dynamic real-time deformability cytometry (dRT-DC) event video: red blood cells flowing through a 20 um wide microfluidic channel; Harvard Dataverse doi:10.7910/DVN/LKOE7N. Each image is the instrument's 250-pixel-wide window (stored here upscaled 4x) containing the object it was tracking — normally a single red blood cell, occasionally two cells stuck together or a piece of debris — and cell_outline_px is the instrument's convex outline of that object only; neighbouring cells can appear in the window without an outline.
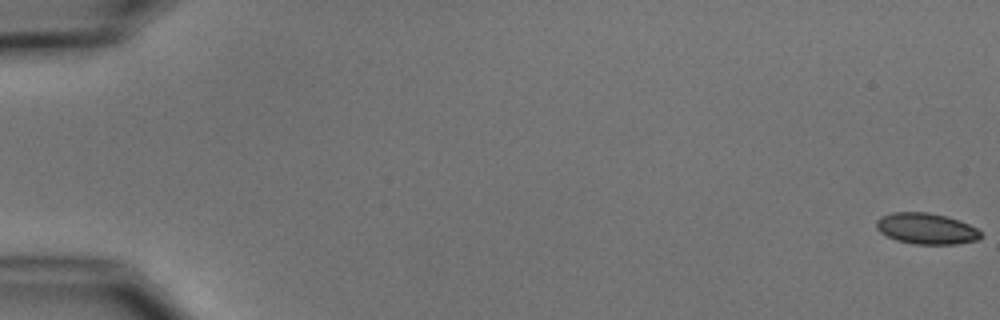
{"species": "common noctule bat (a hibernating species)", "species_latin": "Nyctalus noctula", "temperature_condition": "cold", "stored_images_in_passage": 8, "camera_frame_rate_fps": 3000, "um_per_image_px": 0.085, "animal": {"sex": "male", "body_mass_g": 15.6}, "frame": {"image": 1, "passage_image": 1, "time_ms": 0.0, "image_size_px": [1000, 320], "cell_outline_px": [[980, 236], [976, 240], [956, 244], [912, 244], [896, 240], [880, 232], [876, 228], [876, 220], [880, 216], [892, 212], [928, 212], [960, 220], [976, 228], [980, 232]], "centroid_in_image_um": [78.69, 19.43], "position_along_channel_um": 6.3, "area_um2": 18.84}}